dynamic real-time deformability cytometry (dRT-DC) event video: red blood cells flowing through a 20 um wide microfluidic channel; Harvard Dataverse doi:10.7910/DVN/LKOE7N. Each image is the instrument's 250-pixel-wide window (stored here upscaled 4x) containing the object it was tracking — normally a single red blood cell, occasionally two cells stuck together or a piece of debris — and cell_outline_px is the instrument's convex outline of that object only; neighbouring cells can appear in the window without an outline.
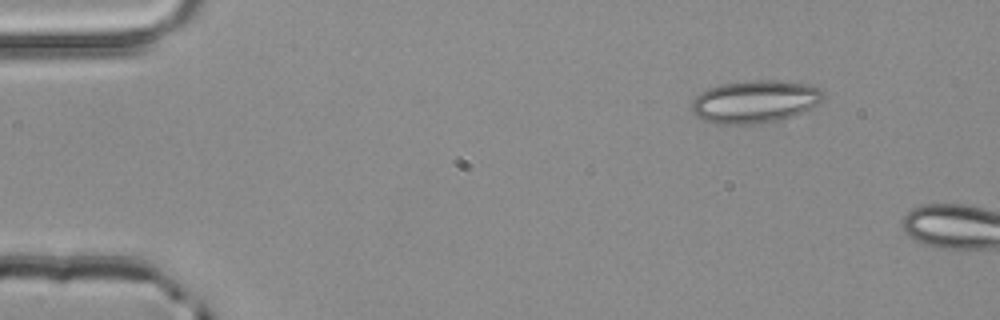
{"species": "common noctule bat (a hibernating species)", "species_latin": "Nyctalus noctula", "temperature_condition": "room temperature", "stored_images_in_passage": 4, "camera_frame_rate_fps": 3000, "um_per_image_px": 0.085, "animal": {"sex": "male", "body_mass_g": 20.4}, "frame": {"image": 1, "passage_image": 4, "time_ms": 1.0, "image_size_px": [1000, 320], "cell_outline_px": [[824, 100], [812, 112], [780, 124], [716, 124], [704, 120], [696, 116], [692, 112], [692, 100], [700, 92], [708, 88], [720, 84], [744, 80], [776, 80], [812, 84], [820, 88], [824, 92]], "centroid_in_image_um": [64.32, 8.67], "position_along_channel_um": 20.7, "area_um2": 34.68}}